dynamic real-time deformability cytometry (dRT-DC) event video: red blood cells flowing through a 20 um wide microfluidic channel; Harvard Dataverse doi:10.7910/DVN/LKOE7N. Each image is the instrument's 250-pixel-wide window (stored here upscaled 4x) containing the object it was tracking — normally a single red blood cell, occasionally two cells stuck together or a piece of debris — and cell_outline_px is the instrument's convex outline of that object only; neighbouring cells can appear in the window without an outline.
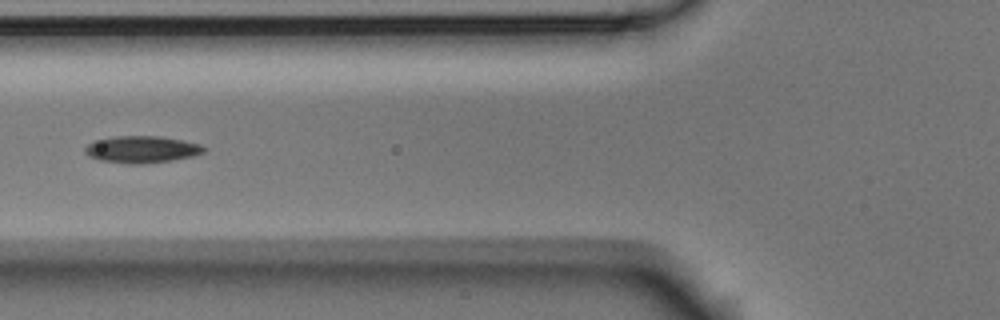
{"species": "Egyptian fruit bat (a non-hibernating species)", "species_latin": "Rousettus aegyptiacus", "temperature_condition": "room temperature", "stored_images_in_passage": 5, "camera_frame_rate_fps": 3000, "um_per_image_px": 0.085, "animal": {"sex": "male"}, "frame": {"image": 1, "passage_image": 5, "time_ms": 1.333, "image_size_px": [1000, 320], "cell_outline_px": [[204, 152], [192, 156], [172, 160], [140, 164], [124, 164], [100, 160], [88, 156], [84, 152], [84, 148], [92, 140], [112, 136], [160, 136], [184, 140], [200, 144], [204, 148]], "centroid_in_image_um": [11.99, 12.69], "position_along_channel_um": 113.8, "area_um2": 18.84}}